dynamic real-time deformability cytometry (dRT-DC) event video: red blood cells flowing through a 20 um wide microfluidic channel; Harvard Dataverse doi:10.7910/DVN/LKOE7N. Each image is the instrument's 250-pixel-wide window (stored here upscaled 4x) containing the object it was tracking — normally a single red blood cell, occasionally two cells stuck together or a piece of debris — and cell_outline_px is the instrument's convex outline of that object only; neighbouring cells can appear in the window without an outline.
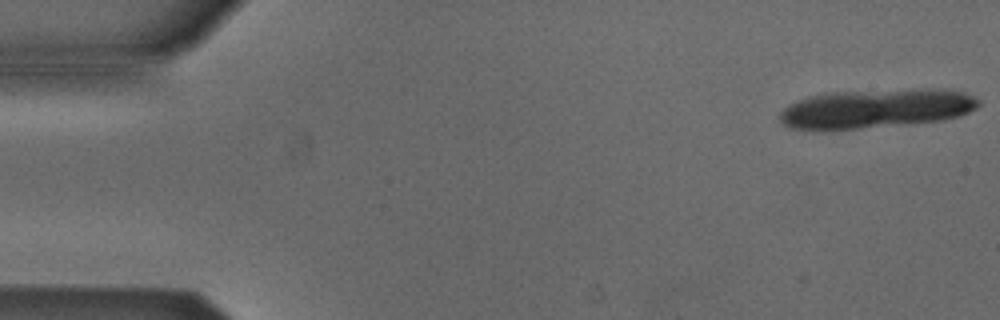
{"species": "Egyptian fruit bat (a non-hibernating species)", "species_latin": "Rousettus aegyptiacus", "temperature_condition": "cold", "stored_images_in_passage": 9, "camera_frame_rate_fps": 3000, "um_per_image_px": 0.085, "animal": {"sex": "male"}, "frame": {"image": 1, "passage_image": 1, "time_ms": 0.0, "image_size_px": [1000, 320], "cell_outline_px": [[980, 104], [976, 108], [960, 116], [944, 120], [904, 124], [860, 128], [788, 128], [780, 120], [780, 112], [788, 104], [812, 96], [828, 92], [964, 92], [980, 100]], "centroid_in_image_um": [74.4, 9.27], "position_along_channel_um": 10.6, "area_um2": 42.77}}